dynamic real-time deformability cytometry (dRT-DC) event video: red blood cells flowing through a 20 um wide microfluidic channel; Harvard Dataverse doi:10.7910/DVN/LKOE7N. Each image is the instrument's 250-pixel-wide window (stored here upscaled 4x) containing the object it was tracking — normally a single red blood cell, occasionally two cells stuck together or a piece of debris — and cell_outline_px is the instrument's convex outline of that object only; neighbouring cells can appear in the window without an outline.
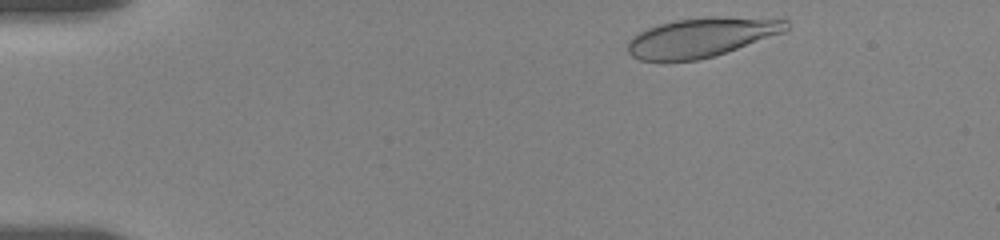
{"species": "human", "species_latin": "Homo sapiens", "temperature_condition": "room temperature", "stored_images_in_passage": 49, "camera_frame_rate_fps": 3000, "um_per_image_px": 0.085, "donor": {"sex": "female"}, "frame": {"image": 1, "passage_image": 1, "time_ms": 0.0, "image_size_px": [1000, 240], "cell_outline_px": [[788, 28], [784, 32], [716, 56], [696, 60], [640, 60], [632, 56], [628, 52], [628, 40], [632, 36], [648, 28], [660, 24], [676, 20], [708, 16], [716, 16], [788, 20]], "centroid_in_image_um": [59.62, 3.17], "position_along_channel_um": 25.4, "area_um2": 36.01}}
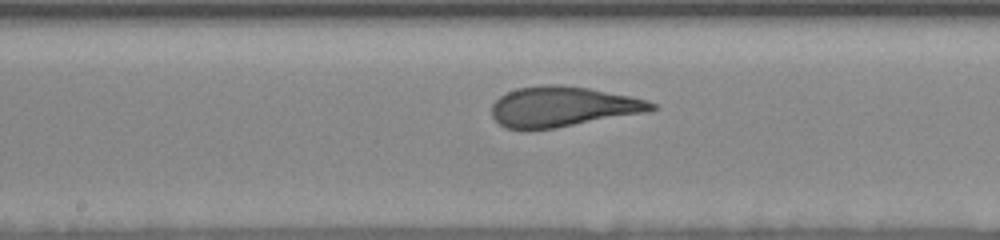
{"frame": {"image": 2, "passage_image": 24, "time_ms": 7.333, "image_size_px": [1000, 240], "cell_outline_px": [[660, 108], [648, 112], [556, 128], [508, 128], [500, 124], [492, 116], [492, 104], [500, 96], [516, 88], [544, 84], [560, 84], [588, 88], [648, 100], [656, 104]], "centroid_in_image_um": [47.87, 9.05], "position_along_channel_um": 200.3, "area_um2": 37.28}}
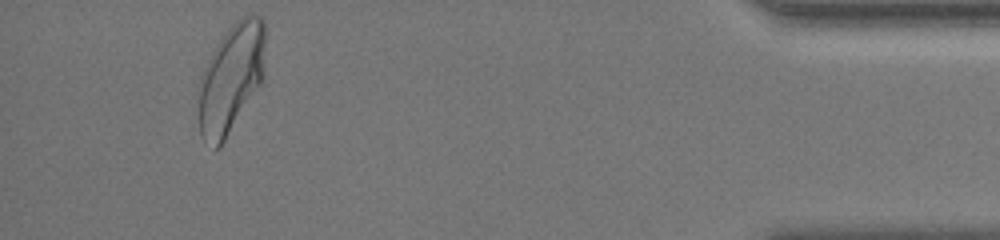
{"frame": {"image": 3, "passage_image": 47, "time_ms": 15.0, "image_size_px": [1000, 240], "cell_outline_px": [[264, 76], [260, 84], [220, 148], [216, 148], [204, 140], [200, 136], [196, 88], [200, 76], [216, 44], [224, 32], [236, 20], [252, 12], [260, 16], [264, 20]], "centroid_in_image_um": [19.6, 6.65], "position_along_channel_um": 415.6, "area_um2": 42.89}, "authors_computed_cell_mechanics": {"area_um2": 37.6278, "velocity_mm_per_s": 3.552, "shape_relaxation_time_tau1_ms": 5.1172, "shape_relaxation_time_tau2_ms": 0.7475, "deformation_change_tau1": 0.1875, "deformation_change_tau2": 0.0649}}